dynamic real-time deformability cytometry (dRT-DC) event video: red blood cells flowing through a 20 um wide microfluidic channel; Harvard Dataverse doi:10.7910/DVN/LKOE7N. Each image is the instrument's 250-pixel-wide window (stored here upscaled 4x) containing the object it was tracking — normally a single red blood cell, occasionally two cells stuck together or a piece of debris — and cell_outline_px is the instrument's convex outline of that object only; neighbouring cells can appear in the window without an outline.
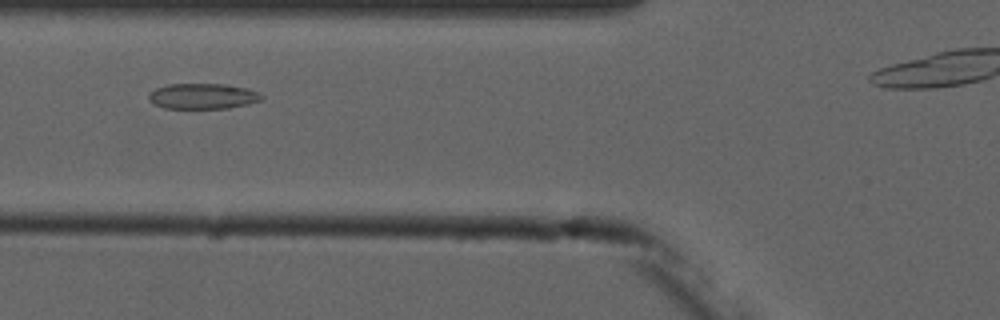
{"species": "common noctule bat (a hibernating species)", "species_latin": "Nyctalus noctula", "temperature_condition": "cold", "stored_images_in_passage": 7, "camera_frame_rate_fps": 3000, "um_per_image_px": 0.085, "animal": {"sex": "male", "forearm_length_mm": 52.5}, "frame": {"image": 1, "passage_image": 4, "time_ms": 4.0, "image_size_px": [1000, 320], "cell_outline_px": [[264, 100], [248, 104], [228, 108], [164, 108], [148, 100], [148, 96], [156, 88], [168, 84], [224, 84], [248, 88], [260, 92], [264, 96]], "centroid_in_image_um": [17.3, 8.17], "position_along_channel_um": 108.5, "area_um2": 16.88}}
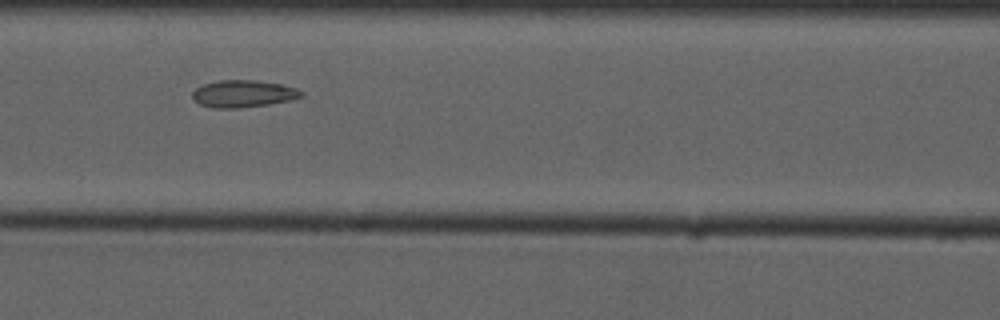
{"frame": {"image": 2, "passage_image": 5, "time_ms": 5.0, "image_size_px": [1000, 320], "cell_outline_px": [[304, 96], [292, 100], [268, 104], [236, 108], [212, 108], [200, 104], [192, 96], [192, 92], [196, 88], [204, 84], [216, 80], [252, 80], [280, 84], [296, 88], [304, 92]], "centroid_in_image_um": [20.69, 7.96], "position_along_channel_um": 145.9, "area_um2": 17.17}}